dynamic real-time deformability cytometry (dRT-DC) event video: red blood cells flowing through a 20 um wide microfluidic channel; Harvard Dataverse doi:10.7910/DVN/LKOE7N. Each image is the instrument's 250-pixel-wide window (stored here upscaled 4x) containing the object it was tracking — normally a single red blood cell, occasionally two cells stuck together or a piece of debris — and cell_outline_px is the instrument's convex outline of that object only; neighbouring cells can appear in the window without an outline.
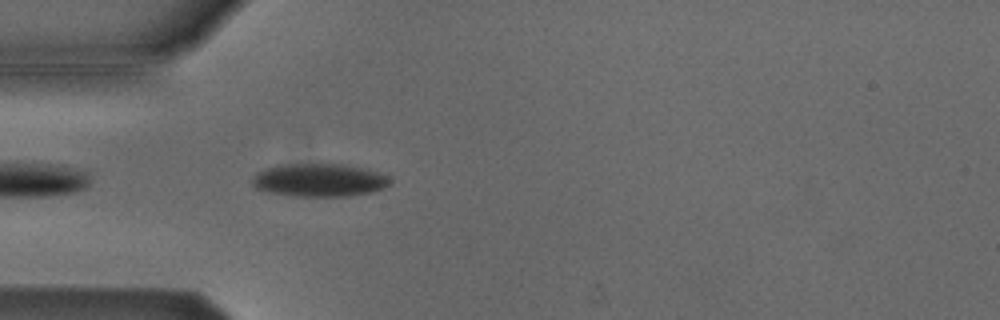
{"species": "Egyptian fruit bat (a non-hibernating species)", "species_latin": "Rousettus aegyptiacus", "temperature_condition": "cold", "stored_images_in_passage": 25, "camera_frame_rate_fps": 3000, "um_per_image_px": 0.085, "animal": {"sex": "male"}, "frame": {"image": 1, "passage_image": 2, "time_ms": 0.333, "image_size_px": [1000, 320], "cell_outline_px": [[392, 180], [388, 184], [372, 192], [348, 196], [292, 196], [268, 192], [256, 188], [252, 184], [252, 176], [256, 172], [276, 164], [344, 164], [364, 168], [388, 176]], "centroid_in_image_um": [27.08, 15.3], "position_along_channel_um": 57.9, "area_um2": 26.59}}
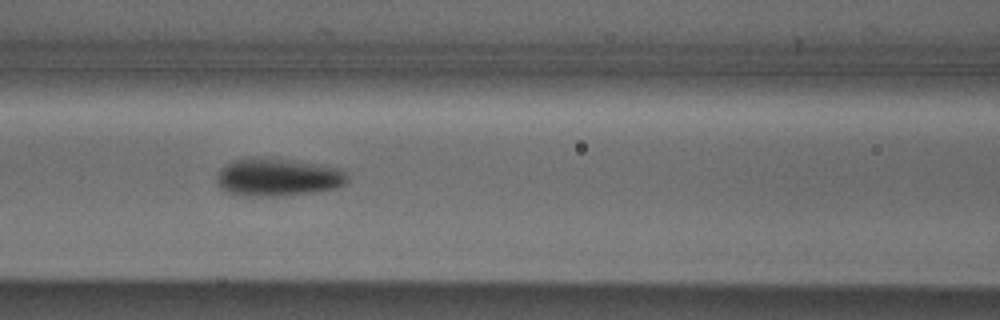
{"frame": {"image": 2, "passage_image": 9, "time_ms": 2.667, "image_size_px": [1000, 320], "cell_outline_px": [[348, 180], [344, 184], [336, 188], [312, 192], [272, 196], [248, 196], [228, 192], [220, 188], [216, 184], [216, 176], [220, 168], [224, 164], [232, 160], [244, 156], [256, 156], [288, 160], [348, 168]], "centroid_in_image_um": [23.6, 15.03], "position_along_channel_um": 143.0, "area_um2": 29.42}}
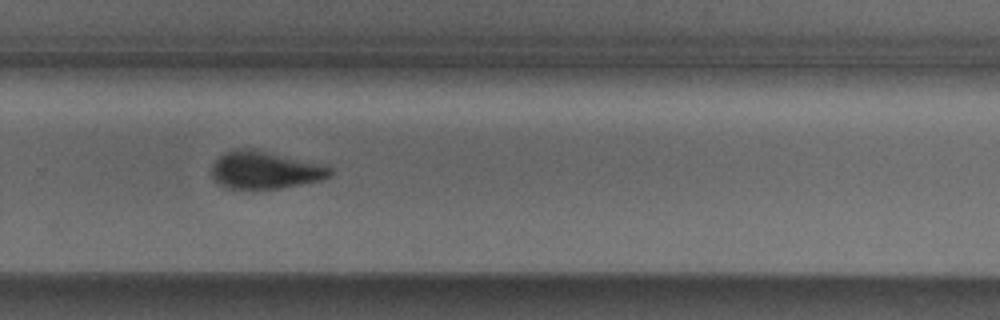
{"frame": {"image": 3, "passage_image": 22, "time_ms": 7.0, "image_size_px": [1000, 320], "cell_outline_px": [[332, 176], [320, 180], [280, 188], [224, 188], [216, 184], [212, 180], [212, 164], [224, 152], [232, 148], [252, 148], [332, 168]], "centroid_in_image_um": [22.42, 14.46], "position_along_channel_um": 307.4, "area_um2": 25.61}}